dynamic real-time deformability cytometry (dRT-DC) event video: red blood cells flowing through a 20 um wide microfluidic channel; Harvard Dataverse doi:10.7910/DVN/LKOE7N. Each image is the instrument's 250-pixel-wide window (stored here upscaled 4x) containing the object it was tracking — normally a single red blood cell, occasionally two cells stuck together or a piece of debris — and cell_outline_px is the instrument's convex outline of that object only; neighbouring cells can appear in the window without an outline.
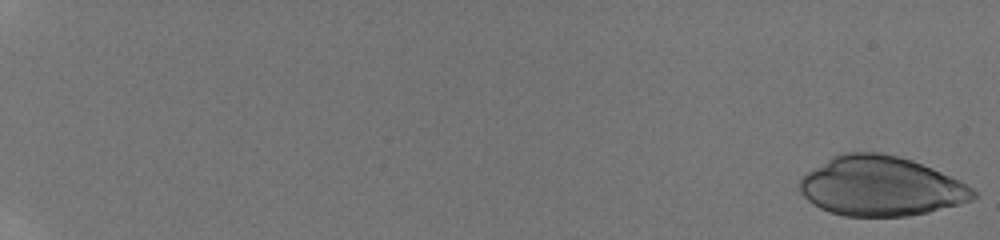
{"species": "human", "species_latin": "Homo sapiens", "temperature_condition": "room temperature", "stored_images_in_passage": 13, "camera_frame_rate_fps": 3000, "um_per_image_px": 0.085, "donor": {"sex": "male"}, "frame": {"image": 1, "passage_image": 1, "time_ms": 0.0, "image_size_px": [1000, 240], "cell_outline_px": [[980, 196], [972, 200], [928, 212], [908, 216], [844, 216], [828, 212], [812, 204], [800, 192], [800, 176], [832, 156], [844, 152], [880, 152], [912, 160], [932, 168], [960, 180], [972, 188]], "centroid_in_image_um": [74.86, 15.83], "position_along_channel_um": 10.1, "area_um2": 60.4}}